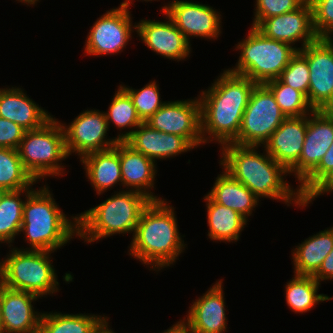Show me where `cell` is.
Returning <instances> with one entry per match:
<instances>
[{"mask_svg": "<svg viewBox=\"0 0 333 333\" xmlns=\"http://www.w3.org/2000/svg\"><path fill=\"white\" fill-rule=\"evenodd\" d=\"M308 115L287 117L263 145L267 153L288 171L299 161L306 136Z\"/></svg>", "mask_w": 333, "mask_h": 333, "instance_id": "21", "label": "cell"}, {"mask_svg": "<svg viewBox=\"0 0 333 333\" xmlns=\"http://www.w3.org/2000/svg\"><path fill=\"white\" fill-rule=\"evenodd\" d=\"M47 185L35 188L26 197L20 233L29 247L19 249L57 252L78 236L77 214L68 217Z\"/></svg>", "mask_w": 333, "mask_h": 333, "instance_id": "4", "label": "cell"}, {"mask_svg": "<svg viewBox=\"0 0 333 333\" xmlns=\"http://www.w3.org/2000/svg\"><path fill=\"white\" fill-rule=\"evenodd\" d=\"M264 85L272 92L281 111L287 117H301L314 111L302 92L283 83L279 78L267 81Z\"/></svg>", "mask_w": 333, "mask_h": 333, "instance_id": "33", "label": "cell"}, {"mask_svg": "<svg viewBox=\"0 0 333 333\" xmlns=\"http://www.w3.org/2000/svg\"><path fill=\"white\" fill-rule=\"evenodd\" d=\"M207 195L216 203L233 209L249 221L261 201L247 186L224 169L217 175Z\"/></svg>", "mask_w": 333, "mask_h": 333, "instance_id": "25", "label": "cell"}, {"mask_svg": "<svg viewBox=\"0 0 333 333\" xmlns=\"http://www.w3.org/2000/svg\"><path fill=\"white\" fill-rule=\"evenodd\" d=\"M120 166L123 190H134L144 194L151 201L164 200L153 192L157 164L144 154L135 151L125 141H120ZM152 190V191H151Z\"/></svg>", "mask_w": 333, "mask_h": 333, "instance_id": "22", "label": "cell"}, {"mask_svg": "<svg viewBox=\"0 0 333 333\" xmlns=\"http://www.w3.org/2000/svg\"><path fill=\"white\" fill-rule=\"evenodd\" d=\"M333 249V226L309 236L292 249L293 273L313 276Z\"/></svg>", "mask_w": 333, "mask_h": 333, "instance_id": "26", "label": "cell"}, {"mask_svg": "<svg viewBox=\"0 0 333 333\" xmlns=\"http://www.w3.org/2000/svg\"><path fill=\"white\" fill-rule=\"evenodd\" d=\"M35 188L8 191L0 202V245L13 246L21 233L23 205L26 197ZM23 197V198H21Z\"/></svg>", "mask_w": 333, "mask_h": 333, "instance_id": "30", "label": "cell"}, {"mask_svg": "<svg viewBox=\"0 0 333 333\" xmlns=\"http://www.w3.org/2000/svg\"><path fill=\"white\" fill-rule=\"evenodd\" d=\"M333 142V116L327 110L308 115L306 136L299 161L289 170L299 184L320 162Z\"/></svg>", "mask_w": 333, "mask_h": 333, "instance_id": "17", "label": "cell"}, {"mask_svg": "<svg viewBox=\"0 0 333 333\" xmlns=\"http://www.w3.org/2000/svg\"><path fill=\"white\" fill-rule=\"evenodd\" d=\"M166 20L141 19L137 23V37L152 52L173 61H186L191 54V42L165 14Z\"/></svg>", "mask_w": 333, "mask_h": 333, "instance_id": "16", "label": "cell"}, {"mask_svg": "<svg viewBox=\"0 0 333 333\" xmlns=\"http://www.w3.org/2000/svg\"><path fill=\"white\" fill-rule=\"evenodd\" d=\"M80 163L84 167L87 181L90 182L98 196L110 191L114 186L117 187L119 185L123 188L120 166V141L110 149L83 156L80 159Z\"/></svg>", "mask_w": 333, "mask_h": 333, "instance_id": "24", "label": "cell"}, {"mask_svg": "<svg viewBox=\"0 0 333 333\" xmlns=\"http://www.w3.org/2000/svg\"><path fill=\"white\" fill-rule=\"evenodd\" d=\"M235 50L240 55L235 66L227 70L257 84L279 78L298 51L286 42L265 37L252 26L247 36L235 44Z\"/></svg>", "mask_w": 333, "mask_h": 333, "instance_id": "7", "label": "cell"}, {"mask_svg": "<svg viewBox=\"0 0 333 333\" xmlns=\"http://www.w3.org/2000/svg\"><path fill=\"white\" fill-rule=\"evenodd\" d=\"M219 165L234 179L247 186L259 199L268 198L305 208L304 198L298 187L285 180L289 171L277 163L266 151L260 153L259 146H241L227 143L220 147Z\"/></svg>", "mask_w": 333, "mask_h": 333, "instance_id": "1", "label": "cell"}, {"mask_svg": "<svg viewBox=\"0 0 333 333\" xmlns=\"http://www.w3.org/2000/svg\"><path fill=\"white\" fill-rule=\"evenodd\" d=\"M299 52L309 66V104L314 110L333 109V38H318Z\"/></svg>", "mask_w": 333, "mask_h": 333, "instance_id": "12", "label": "cell"}, {"mask_svg": "<svg viewBox=\"0 0 333 333\" xmlns=\"http://www.w3.org/2000/svg\"><path fill=\"white\" fill-rule=\"evenodd\" d=\"M312 7L313 26L319 38H333V0H308Z\"/></svg>", "mask_w": 333, "mask_h": 333, "instance_id": "37", "label": "cell"}, {"mask_svg": "<svg viewBox=\"0 0 333 333\" xmlns=\"http://www.w3.org/2000/svg\"><path fill=\"white\" fill-rule=\"evenodd\" d=\"M15 1H17L18 3H21V4L24 3V5L26 4L27 6L31 7V6H35V4L37 2H39L40 0H15Z\"/></svg>", "mask_w": 333, "mask_h": 333, "instance_id": "45", "label": "cell"}, {"mask_svg": "<svg viewBox=\"0 0 333 333\" xmlns=\"http://www.w3.org/2000/svg\"><path fill=\"white\" fill-rule=\"evenodd\" d=\"M146 123L157 131L184 137L194 148L204 146L198 95L193 99L167 101Z\"/></svg>", "mask_w": 333, "mask_h": 333, "instance_id": "14", "label": "cell"}, {"mask_svg": "<svg viewBox=\"0 0 333 333\" xmlns=\"http://www.w3.org/2000/svg\"><path fill=\"white\" fill-rule=\"evenodd\" d=\"M120 86L129 94L136 112L142 122H146L167 101H162L159 84L157 81H149L142 88L135 89L126 84Z\"/></svg>", "mask_w": 333, "mask_h": 333, "instance_id": "34", "label": "cell"}, {"mask_svg": "<svg viewBox=\"0 0 333 333\" xmlns=\"http://www.w3.org/2000/svg\"><path fill=\"white\" fill-rule=\"evenodd\" d=\"M137 1H139V0H137ZM144 1L152 3L153 1H160V0H142V2H144ZM131 4L132 5L134 4V0H124L123 2H121L119 4L120 6H118L116 8H121V9L129 11L131 9V6H132Z\"/></svg>", "mask_w": 333, "mask_h": 333, "instance_id": "44", "label": "cell"}, {"mask_svg": "<svg viewBox=\"0 0 333 333\" xmlns=\"http://www.w3.org/2000/svg\"><path fill=\"white\" fill-rule=\"evenodd\" d=\"M104 112L108 127L110 128L113 124L120 131V134L117 133L119 141H125L134 129L143 123L136 112L131 97L120 85L111 99L108 110Z\"/></svg>", "mask_w": 333, "mask_h": 333, "instance_id": "31", "label": "cell"}, {"mask_svg": "<svg viewBox=\"0 0 333 333\" xmlns=\"http://www.w3.org/2000/svg\"><path fill=\"white\" fill-rule=\"evenodd\" d=\"M203 200L207 210L208 239L229 244L237 242L248 220L233 209L214 202L207 194Z\"/></svg>", "mask_w": 333, "mask_h": 333, "instance_id": "27", "label": "cell"}, {"mask_svg": "<svg viewBox=\"0 0 333 333\" xmlns=\"http://www.w3.org/2000/svg\"><path fill=\"white\" fill-rule=\"evenodd\" d=\"M286 118L272 92L264 84H257L244 111L238 136L231 143L262 147Z\"/></svg>", "mask_w": 333, "mask_h": 333, "instance_id": "9", "label": "cell"}, {"mask_svg": "<svg viewBox=\"0 0 333 333\" xmlns=\"http://www.w3.org/2000/svg\"><path fill=\"white\" fill-rule=\"evenodd\" d=\"M333 169V142L319 164L297 186L305 198Z\"/></svg>", "mask_w": 333, "mask_h": 333, "instance_id": "38", "label": "cell"}, {"mask_svg": "<svg viewBox=\"0 0 333 333\" xmlns=\"http://www.w3.org/2000/svg\"><path fill=\"white\" fill-rule=\"evenodd\" d=\"M165 13L190 42V38L217 40L222 34L221 11L208 4L189 0H172L161 5Z\"/></svg>", "mask_w": 333, "mask_h": 333, "instance_id": "13", "label": "cell"}, {"mask_svg": "<svg viewBox=\"0 0 333 333\" xmlns=\"http://www.w3.org/2000/svg\"><path fill=\"white\" fill-rule=\"evenodd\" d=\"M8 192L5 188L0 187V202L2 201L4 195Z\"/></svg>", "mask_w": 333, "mask_h": 333, "instance_id": "46", "label": "cell"}, {"mask_svg": "<svg viewBox=\"0 0 333 333\" xmlns=\"http://www.w3.org/2000/svg\"><path fill=\"white\" fill-rule=\"evenodd\" d=\"M110 317H107L104 322L98 327L95 333H115L113 328H110Z\"/></svg>", "mask_w": 333, "mask_h": 333, "instance_id": "43", "label": "cell"}, {"mask_svg": "<svg viewBox=\"0 0 333 333\" xmlns=\"http://www.w3.org/2000/svg\"><path fill=\"white\" fill-rule=\"evenodd\" d=\"M313 277L319 282L333 281V249L325 257L319 270L313 275Z\"/></svg>", "mask_w": 333, "mask_h": 333, "instance_id": "41", "label": "cell"}, {"mask_svg": "<svg viewBox=\"0 0 333 333\" xmlns=\"http://www.w3.org/2000/svg\"><path fill=\"white\" fill-rule=\"evenodd\" d=\"M107 317L104 314L44 311L39 333H95Z\"/></svg>", "mask_w": 333, "mask_h": 333, "instance_id": "29", "label": "cell"}, {"mask_svg": "<svg viewBox=\"0 0 333 333\" xmlns=\"http://www.w3.org/2000/svg\"><path fill=\"white\" fill-rule=\"evenodd\" d=\"M125 142L156 164L157 160L178 157L195 149L184 137L157 131L146 122L136 127Z\"/></svg>", "mask_w": 333, "mask_h": 333, "instance_id": "20", "label": "cell"}, {"mask_svg": "<svg viewBox=\"0 0 333 333\" xmlns=\"http://www.w3.org/2000/svg\"><path fill=\"white\" fill-rule=\"evenodd\" d=\"M159 333H190L186 321L182 318L167 330Z\"/></svg>", "mask_w": 333, "mask_h": 333, "instance_id": "42", "label": "cell"}, {"mask_svg": "<svg viewBox=\"0 0 333 333\" xmlns=\"http://www.w3.org/2000/svg\"><path fill=\"white\" fill-rule=\"evenodd\" d=\"M24 169L41 182L48 177H63L68 159L61 121L53 117L43 127L26 131L18 147Z\"/></svg>", "mask_w": 333, "mask_h": 333, "instance_id": "8", "label": "cell"}, {"mask_svg": "<svg viewBox=\"0 0 333 333\" xmlns=\"http://www.w3.org/2000/svg\"><path fill=\"white\" fill-rule=\"evenodd\" d=\"M169 204L166 199L150 201L141 212L128 246L129 256L158 273L175 265L187 247L185 235L178 228L175 208Z\"/></svg>", "mask_w": 333, "mask_h": 333, "instance_id": "3", "label": "cell"}, {"mask_svg": "<svg viewBox=\"0 0 333 333\" xmlns=\"http://www.w3.org/2000/svg\"><path fill=\"white\" fill-rule=\"evenodd\" d=\"M38 299L42 298L31 292L10 289L0 284L3 333H39L43 312L34 307V302Z\"/></svg>", "mask_w": 333, "mask_h": 333, "instance_id": "19", "label": "cell"}, {"mask_svg": "<svg viewBox=\"0 0 333 333\" xmlns=\"http://www.w3.org/2000/svg\"><path fill=\"white\" fill-rule=\"evenodd\" d=\"M24 91L17 86L0 88V117L18 124L26 131L43 127L54 116Z\"/></svg>", "mask_w": 333, "mask_h": 333, "instance_id": "23", "label": "cell"}, {"mask_svg": "<svg viewBox=\"0 0 333 333\" xmlns=\"http://www.w3.org/2000/svg\"><path fill=\"white\" fill-rule=\"evenodd\" d=\"M36 183L24 169L17 149L0 147V187L8 191L33 188Z\"/></svg>", "mask_w": 333, "mask_h": 333, "instance_id": "32", "label": "cell"}, {"mask_svg": "<svg viewBox=\"0 0 333 333\" xmlns=\"http://www.w3.org/2000/svg\"><path fill=\"white\" fill-rule=\"evenodd\" d=\"M131 12L113 7L97 18L85 40V55L98 57L123 52L132 33L137 32V22L133 23Z\"/></svg>", "mask_w": 333, "mask_h": 333, "instance_id": "10", "label": "cell"}, {"mask_svg": "<svg viewBox=\"0 0 333 333\" xmlns=\"http://www.w3.org/2000/svg\"><path fill=\"white\" fill-rule=\"evenodd\" d=\"M320 286L321 283L311 275L294 274L284 286L288 308L296 314H304L310 312L316 305L332 300L333 297L318 293Z\"/></svg>", "mask_w": 333, "mask_h": 333, "instance_id": "28", "label": "cell"}, {"mask_svg": "<svg viewBox=\"0 0 333 333\" xmlns=\"http://www.w3.org/2000/svg\"><path fill=\"white\" fill-rule=\"evenodd\" d=\"M61 124L69 157L73 153L81 159L87 154L110 149L119 142L116 136L107 137L110 129L105 112L99 109L83 110L68 125L65 122Z\"/></svg>", "mask_w": 333, "mask_h": 333, "instance_id": "11", "label": "cell"}, {"mask_svg": "<svg viewBox=\"0 0 333 333\" xmlns=\"http://www.w3.org/2000/svg\"><path fill=\"white\" fill-rule=\"evenodd\" d=\"M9 247V252L1 259V285L31 292L41 298L59 292L60 283L51 255L55 252Z\"/></svg>", "mask_w": 333, "mask_h": 333, "instance_id": "6", "label": "cell"}, {"mask_svg": "<svg viewBox=\"0 0 333 333\" xmlns=\"http://www.w3.org/2000/svg\"><path fill=\"white\" fill-rule=\"evenodd\" d=\"M121 189L97 206L77 214V238L91 244L117 234L134 235L141 212L151 200L140 192Z\"/></svg>", "mask_w": 333, "mask_h": 333, "instance_id": "5", "label": "cell"}, {"mask_svg": "<svg viewBox=\"0 0 333 333\" xmlns=\"http://www.w3.org/2000/svg\"><path fill=\"white\" fill-rule=\"evenodd\" d=\"M0 333H3V324H2V316H1V304H0Z\"/></svg>", "mask_w": 333, "mask_h": 333, "instance_id": "47", "label": "cell"}, {"mask_svg": "<svg viewBox=\"0 0 333 333\" xmlns=\"http://www.w3.org/2000/svg\"><path fill=\"white\" fill-rule=\"evenodd\" d=\"M223 279L216 280L210 288L189 306L184 320L190 333H224L227 330L226 302Z\"/></svg>", "mask_w": 333, "mask_h": 333, "instance_id": "18", "label": "cell"}, {"mask_svg": "<svg viewBox=\"0 0 333 333\" xmlns=\"http://www.w3.org/2000/svg\"><path fill=\"white\" fill-rule=\"evenodd\" d=\"M333 193V169L330 173L304 198V206L313 203L316 198L324 194Z\"/></svg>", "mask_w": 333, "mask_h": 333, "instance_id": "40", "label": "cell"}, {"mask_svg": "<svg viewBox=\"0 0 333 333\" xmlns=\"http://www.w3.org/2000/svg\"><path fill=\"white\" fill-rule=\"evenodd\" d=\"M306 0H256L252 27H257L263 20L298 9Z\"/></svg>", "mask_w": 333, "mask_h": 333, "instance_id": "36", "label": "cell"}, {"mask_svg": "<svg viewBox=\"0 0 333 333\" xmlns=\"http://www.w3.org/2000/svg\"><path fill=\"white\" fill-rule=\"evenodd\" d=\"M327 111L333 116V109H328Z\"/></svg>", "mask_w": 333, "mask_h": 333, "instance_id": "48", "label": "cell"}, {"mask_svg": "<svg viewBox=\"0 0 333 333\" xmlns=\"http://www.w3.org/2000/svg\"><path fill=\"white\" fill-rule=\"evenodd\" d=\"M256 29L265 37L286 42L298 51L319 38L314 30L312 7L308 0L298 9L263 20ZM297 42L301 47L296 46Z\"/></svg>", "mask_w": 333, "mask_h": 333, "instance_id": "15", "label": "cell"}, {"mask_svg": "<svg viewBox=\"0 0 333 333\" xmlns=\"http://www.w3.org/2000/svg\"><path fill=\"white\" fill-rule=\"evenodd\" d=\"M26 130L18 124L0 117V147L18 149Z\"/></svg>", "mask_w": 333, "mask_h": 333, "instance_id": "39", "label": "cell"}, {"mask_svg": "<svg viewBox=\"0 0 333 333\" xmlns=\"http://www.w3.org/2000/svg\"><path fill=\"white\" fill-rule=\"evenodd\" d=\"M309 74L307 59L297 51L287 67L282 71L279 79L293 89L302 92L307 97L310 81Z\"/></svg>", "mask_w": 333, "mask_h": 333, "instance_id": "35", "label": "cell"}, {"mask_svg": "<svg viewBox=\"0 0 333 333\" xmlns=\"http://www.w3.org/2000/svg\"><path fill=\"white\" fill-rule=\"evenodd\" d=\"M199 92L201 137L204 145L231 143L241 127L244 111L257 83L227 69Z\"/></svg>", "mask_w": 333, "mask_h": 333, "instance_id": "2", "label": "cell"}]
</instances>
